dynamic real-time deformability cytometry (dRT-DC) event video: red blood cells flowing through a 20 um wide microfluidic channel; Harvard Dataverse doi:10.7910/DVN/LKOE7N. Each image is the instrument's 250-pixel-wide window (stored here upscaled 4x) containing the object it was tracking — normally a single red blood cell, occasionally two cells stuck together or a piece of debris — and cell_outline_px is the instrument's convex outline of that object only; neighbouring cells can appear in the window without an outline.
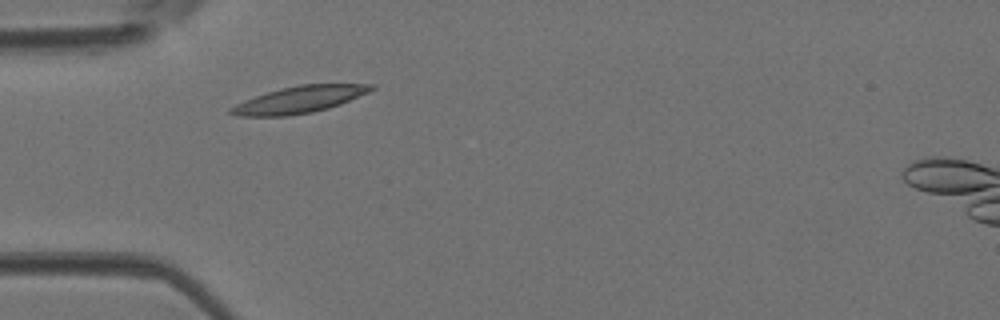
{"species": "Egyptian fruit bat (a non-hibernating species)", "species_latin": "Rousettus aegyptiacus", "temperature_condition": "room temperature", "stored_images_in_passage": 28, "camera_frame_rate_fps": 3000, "um_per_image_px": 0.085, "animal": {"sex": "female"}, "frame": {"image": 1, "passage_image": 1, "time_ms": 0.0, "image_size_px": [1000, 320], "cell_outline_px": [[376, 88], [368, 92], [340, 104], [328, 108], [312, 112], [288, 116], [236, 116], [228, 112], [228, 108], [244, 100], [280, 88], [300, 84], [376, 84]], "centroid_in_image_um": [25.43, 8.46], "position_along_channel_um": 59.6, "area_um2": 21.85}}
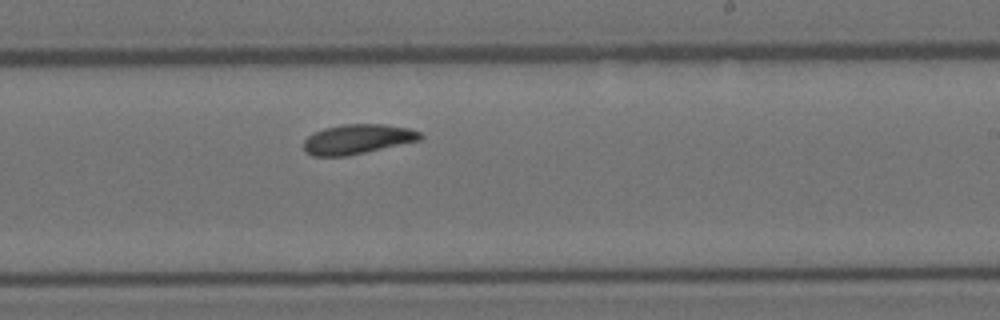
{"frame": {"image": 2, "passage_image": 15, "time_ms": 4.667, "image_size_px": [1000, 320], "cell_outline_px": [[424, 136], [420, 140], [364, 152], [344, 156], [312, 156], [304, 148], [304, 140], [308, 136], [324, 128], [344, 124], [384, 124], [408, 128], [420, 132]], "centroid_in_image_um": [30.39, 11.82], "position_along_channel_um": 258.6, "area_um2": 19.88}}
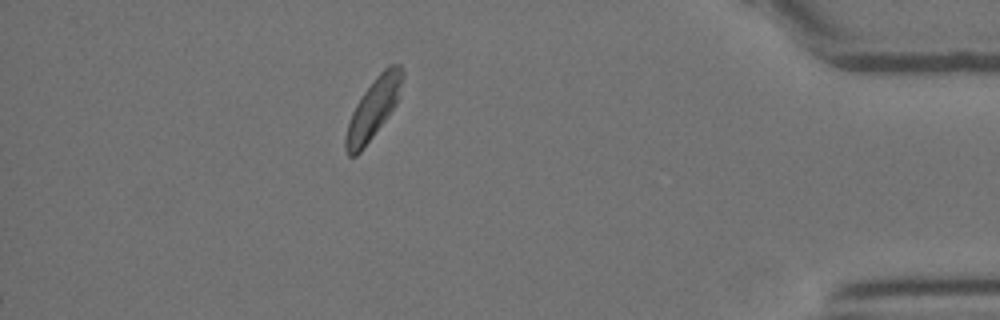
{"frame": {"image": 3, "passage_image": 28, "time_ms": 9.0, "image_size_px": [1000, 320], "cell_outline_px": [[404, 76], [400, 96], [396, 104], [388, 116], [360, 152], [356, 156], [348, 156], [344, 148], [344, 136], [352, 112], [356, 104], [364, 92], [376, 76], [388, 64], [400, 64], [404, 72]], "centroid_in_image_um": [31.75, 9.2], "position_along_channel_um": 403.5, "area_um2": 19.88}}